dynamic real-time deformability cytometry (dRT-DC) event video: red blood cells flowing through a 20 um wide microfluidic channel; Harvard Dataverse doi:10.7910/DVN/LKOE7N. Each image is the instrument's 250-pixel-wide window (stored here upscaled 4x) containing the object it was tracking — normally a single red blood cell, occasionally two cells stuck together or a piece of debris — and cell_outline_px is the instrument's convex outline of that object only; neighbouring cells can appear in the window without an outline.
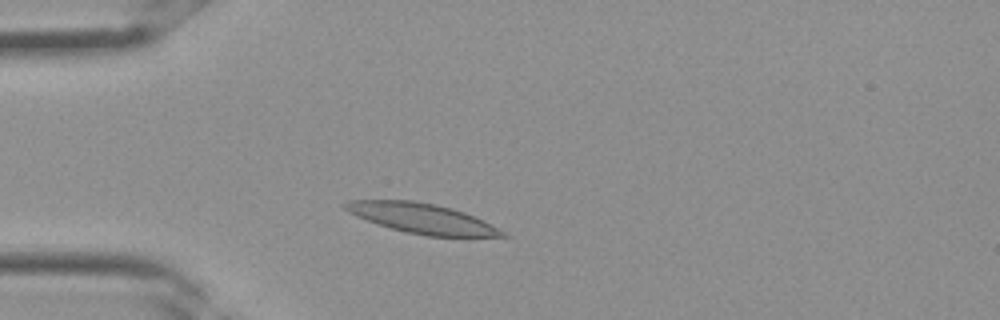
{"species": "Egyptian fruit bat (a non-hibernating species)", "species_latin": "Rousettus aegyptiacus", "temperature_condition": "room temperature", "stored_images_in_passage": 30, "camera_frame_rate_fps": 3000, "um_per_image_px": 0.085, "frame": {"image": 1, "passage_image": 5, "time_ms": 1.333, "image_size_px": [1000, 320], "cell_outline_px": [[512, 236], [428, 236], [408, 232], [376, 224], [356, 216], [348, 212], [344, 208], [344, 204], [348, 200], [412, 200], [436, 204], [452, 208], [464, 212]], "centroid_in_image_um": [35.79, 18.54], "position_along_channel_um": 49.2, "area_um2": 26.93}}
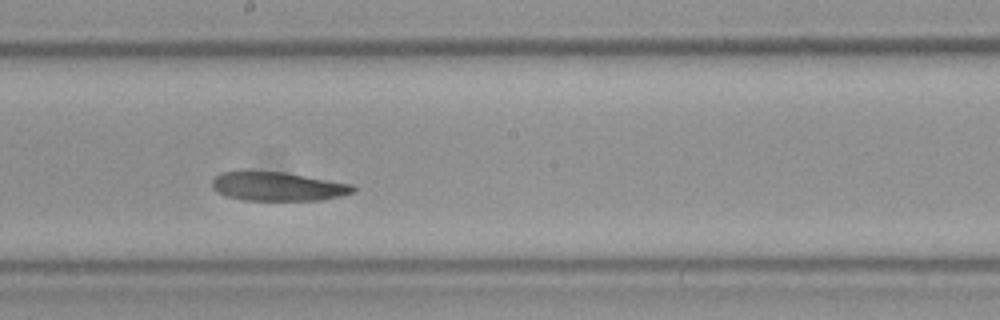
{"frame": {"image": 2, "passage_image": 15, "time_ms": 4.667, "image_size_px": [1000, 320], "cell_outline_px": [[356, 188], [352, 192], [340, 196], [324, 200], [240, 200], [216, 192], [212, 188], [212, 180], [220, 172], [284, 172], [352, 184]], "centroid_in_image_um": [23.6, 15.86], "position_along_channel_um": 224.6, "area_um2": 23.52}}
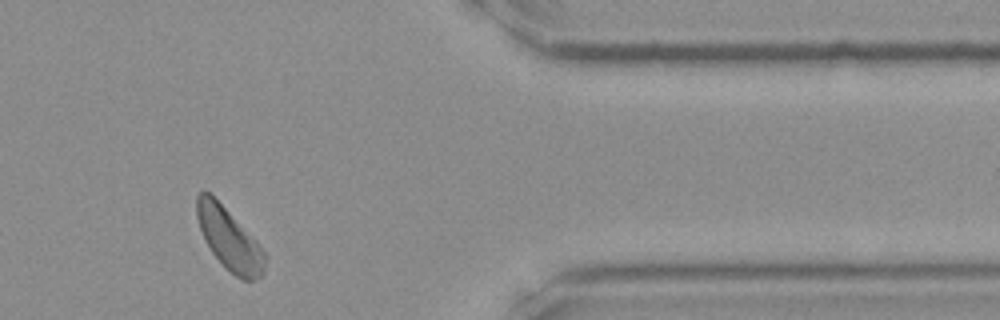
{"frame": {"image": 3, "passage_image": 25, "time_ms": 8.0, "image_size_px": [1000, 320], "cell_outline_px": [[268, 256], [264, 272], [260, 276], [252, 280], [240, 280], [212, 252], [204, 240], [196, 216], [196, 196], [204, 188], [256, 240]], "centroid_in_image_um": [19.49, 20.32], "position_along_channel_um": 391.9, "area_um2": 24.1}}